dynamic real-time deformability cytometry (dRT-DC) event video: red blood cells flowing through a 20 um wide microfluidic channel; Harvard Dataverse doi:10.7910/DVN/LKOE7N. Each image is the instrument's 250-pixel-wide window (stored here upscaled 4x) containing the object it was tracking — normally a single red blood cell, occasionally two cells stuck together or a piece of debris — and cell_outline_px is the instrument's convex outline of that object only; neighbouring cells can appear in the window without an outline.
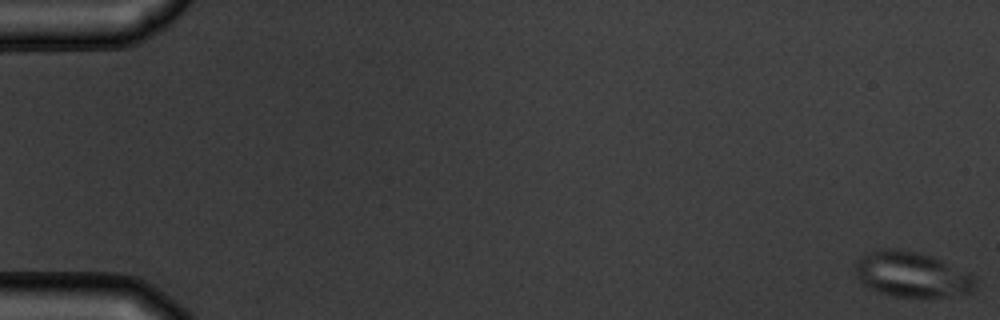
{"species": "common noctule bat (a hibernating species)", "species_latin": "Nyctalus noctula", "temperature_condition": "warm", "stored_images_in_passage": 6, "camera_frame_rate_fps": 3000, "um_per_image_px": 0.085, "animal": {"sex": "male", "body_mass_g": 19.5, "forearm_length_mm": 54.6}, "frame": {"image": 1, "passage_image": 1, "time_ms": 0.0, "image_size_px": [1000, 320], "cell_outline_px": [[976, 280], [972, 292], [940, 296], [896, 296], [880, 292], [864, 284], [856, 276], [856, 260], [860, 256], [868, 252], [880, 248], [896, 248], [916, 252], [940, 260], [972, 276]], "centroid_in_image_um": [77.43, 23.3], "position_along_channel_um": 7.6, "area_um2": 30.81}}